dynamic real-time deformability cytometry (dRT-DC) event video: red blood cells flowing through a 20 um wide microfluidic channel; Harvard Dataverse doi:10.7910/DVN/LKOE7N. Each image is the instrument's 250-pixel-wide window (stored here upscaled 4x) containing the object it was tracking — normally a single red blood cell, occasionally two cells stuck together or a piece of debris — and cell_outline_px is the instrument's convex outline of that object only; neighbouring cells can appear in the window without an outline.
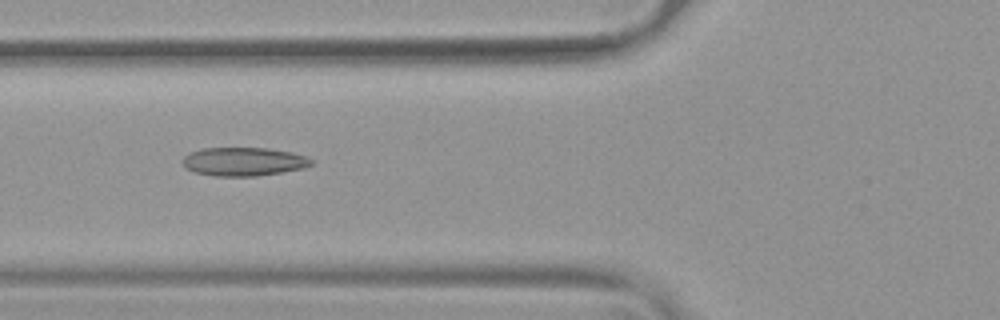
{"species": "common noctule bat (a hibernating species)", "species_latin": "Nyctalus noctula", "temperature_condition": "warm", "stored_images_in_passage": 49, "camera_frame_rate_fps": 3000, "um_per_image_px": 0.085, "animal": {"sex": "female", "body_mass_g": 19.9}, "frame": {"image": 1, "passage_image": 16, "time_ms": 5.0, "image_size_px": [1000, 320], "cell_outline_px": [[312, 164], [304, 168], [256, 176], [216, 176], [196, 172], [184, 168], [180, 160], [188, 152], [204, 148], [268, 148], [292, 152], [304, 156], [312, 160]], "centroid_in_image_um": [20.65, 13.73], "position_along_channel_um": 105.1, "area_um2": 21.44}}
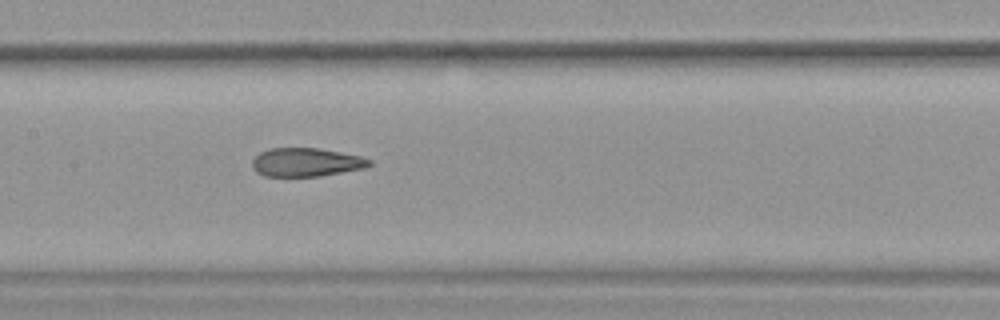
{"frame": {"image": 2, "passage_image": 22, "time_ms": 7.0, "image_size_px": [1000, 320], "cell_outline_px": [[372, 164], [364, 168], [320, 176], [264, 176], [256, 172], [252, 168], [252, 160], [260, 152], [268, 148], [320, 148], [360, 156], [372, 160]], "centroid_in_image_um": [26.0, 13.79], "position_along_channel_um": 181.4, "area_um2": 19.54}}
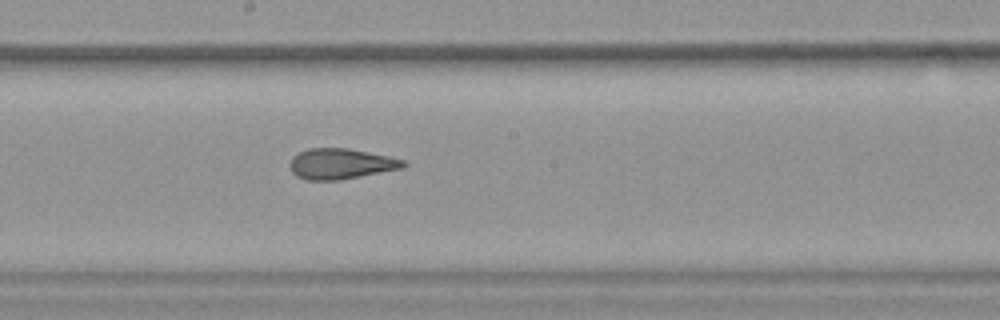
{"frame": {"image": 3, "passage_image": 25, "time_ms": 8.0, "image_size_px": [1000, 320], "cell_outline_px": [[408, 164], [404, 168], [336, 180], [308, 180], [296, 176], [292, 172], [288, 164], [292, 156], [308, 148], [348, 148], [388, 156], [404, 160]], "centroid_in_image_um": [28.95, 13.91], "position_along_channel_um": 219.3, "area_um2": 20.17}, "authors_computed_cell_mechanics": {"area_um2": 21.4438, "velocity_mm_per_s": 3.8018, "shape_relaxation_time_tau1_ms": null, "shape_relaxation_time_tau2_ms": 1.9313, "deformation_change_tau1": null, "deformation_change_tau2": 0.0967}}